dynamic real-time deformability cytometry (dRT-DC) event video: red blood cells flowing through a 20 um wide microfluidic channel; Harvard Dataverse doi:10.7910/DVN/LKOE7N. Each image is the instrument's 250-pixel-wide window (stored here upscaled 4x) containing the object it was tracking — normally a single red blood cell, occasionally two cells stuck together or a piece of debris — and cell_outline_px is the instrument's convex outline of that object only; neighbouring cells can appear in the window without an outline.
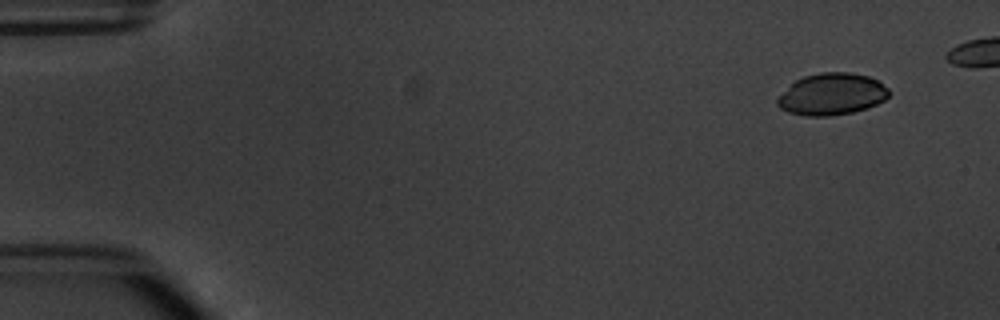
{"species": "common noctule bat (a hibernating species)", "species_latin": "Nyctalus noctula", "temperature_condition": "warm", "stored_images_in_passage": 5, "segment_of_instrument_passage": [2, 2], "camera_frame_rate_fps": 3000, "um_per_image_px": 0.085, "animal": {"sex": "male", "body_mass_g": 20.1, "forearm_length_mm": 53.5}, "frame": {"image": 1, "passage_image": 5, "time_ms": 5.667, "image_size_px": [1000, 320], "cell_outline_px": [[892, 92], [884, 100], [868, 108], [852, 112], [828, 116], [804, 116], [788, 112], [780, 108], [776, 104], [776, 100], [796, 80], [804, 76], [820, 72], [848, 72], [868, 76], [880, 80]], "centroid_in_image_um": [70.74, 8.0], "position_along_channel_um": 14.3, "area_um2": 27.22}}